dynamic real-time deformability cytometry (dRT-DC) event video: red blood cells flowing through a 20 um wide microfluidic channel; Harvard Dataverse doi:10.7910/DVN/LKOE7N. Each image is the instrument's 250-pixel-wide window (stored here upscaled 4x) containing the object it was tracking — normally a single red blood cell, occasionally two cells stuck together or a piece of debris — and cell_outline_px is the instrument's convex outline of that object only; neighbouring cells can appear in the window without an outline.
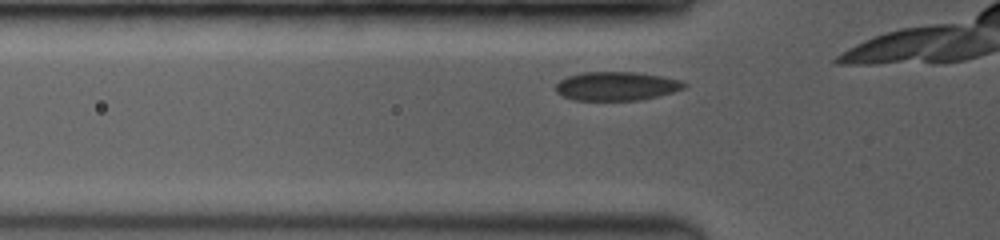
{"species": "common noctule bat (a hibernating species)", "species_latin": "Nyctalus noctula", "temperature_condition": "room temperature", "stored_images_in_passage": 12, "camera_frame_rate_fps": 3500, "um_per_image_px": 0.085, "animal": {"sex": "female", "body_mass_g": 19.0, "forearm_length_mm": 53.3}, "frame": {"image": 1, "passage_image": 4, "time_ms": 0.571, "image_size_px": [1000, 240], "cell_outline_px": [[688, 84], [684, 88], [672, 92], [640, 100], [572, 100], [556, 92], [556, 84], [560, 80], [568, 76], [580, 72], [636, 72], [664, 76], [680, 80]], "centroid_in_image_um": [52.4, 7.31], "position_along_channel_um": 73.4, "area_um2": 21.56}}
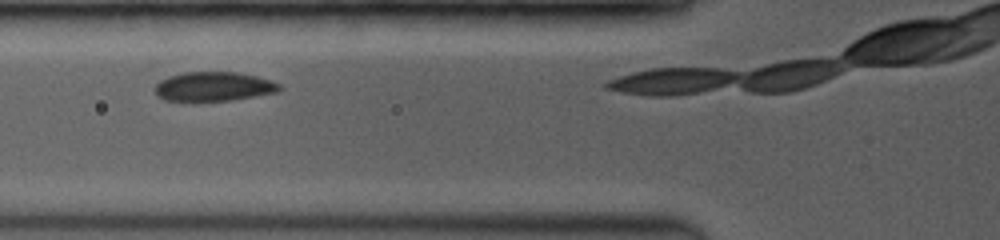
{"frame": {"image": 2, "passage_image": 8, "time_ms": 1.429, "image_size_px": [1000, 240], "cell_outline_px": [[284, 88], [276, 92], [232, 100], [196, 104], [192, 104], [164, 100], [156, 96], [156, 84], [160, 80], [168, 76], [184, 72], [236, 72], [256, 76], [280, 84]], "centroid_in_image_um": [18.09, 7.4], "position_along_channel_um": 107.7, "area_um2": 22.02}}